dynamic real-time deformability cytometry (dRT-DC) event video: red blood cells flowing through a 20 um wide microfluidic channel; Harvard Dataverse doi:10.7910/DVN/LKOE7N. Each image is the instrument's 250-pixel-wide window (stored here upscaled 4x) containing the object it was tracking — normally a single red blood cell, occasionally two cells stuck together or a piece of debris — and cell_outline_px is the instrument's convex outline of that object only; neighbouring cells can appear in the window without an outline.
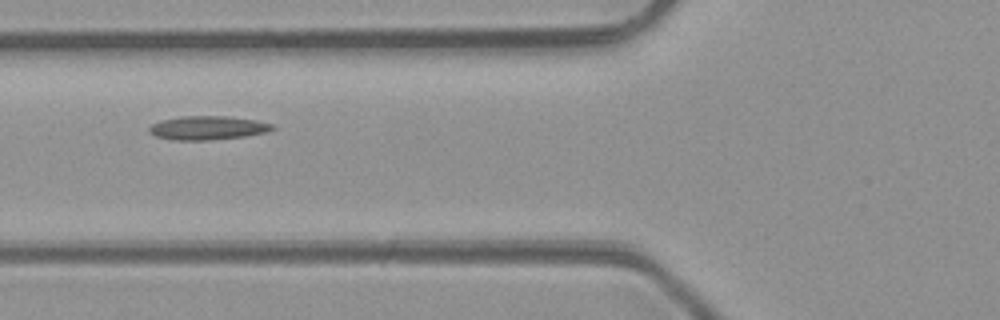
{"species": "common noctule bat (a hibernating species)", "species_latin": "Nyctalus noctula", "temperature_condition": "room temperature", "stored_images_in_passage": 4, "camera_frame_rate_fps": 3000, "um_per_image_px": 0.085, "animal": {"sex": "male", "body_mass_g": 23.1, "forearm_length_mm": 52.7}, "frame": {"image": 1, "passage_image": 4, "time_ms": 3.333, "image_size_px": [1000, 320], "cell_outline_px": [[276, 128], [268, 132], [244, 136], [208, 140], [172, 140], [156, 136], [148, 132], [148, 128], [152, 124], [160, 120], [180, 116], [228, 116], [256, 120], [272, 124]], "centroid_in_image_um": [17.63, 10.86], "position_along_channel_um": 108.2, "area_um2": 17.17}}